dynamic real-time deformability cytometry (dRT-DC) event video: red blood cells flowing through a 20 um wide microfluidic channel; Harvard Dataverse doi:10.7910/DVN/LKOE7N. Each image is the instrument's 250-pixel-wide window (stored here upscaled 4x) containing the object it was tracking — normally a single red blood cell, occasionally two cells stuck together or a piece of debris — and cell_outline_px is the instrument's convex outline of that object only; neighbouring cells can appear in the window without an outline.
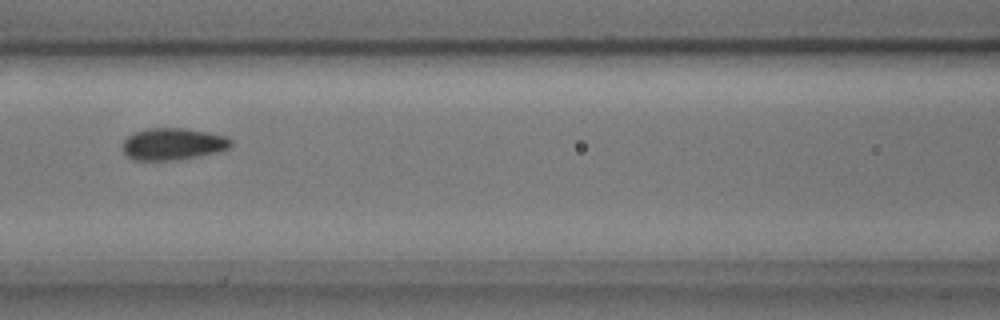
{"species": "common noctule bat (a hibernating species)", "species_latin": "Nyctalus noctula", "temperature_condition": "cold", "stored_images_in_passage": 11, "camera_frame_rate_fps": 3000, "um_per_image_px": 0.085, "animal": {"sex": "male", "body_mass_g": 17.9, "forearm_length_mm": 54.2}, "frame": {"image": 1, "passage_image": 7, "time_ms": 2.0, "image_size_px": [1000, 320], "cell_outline_px": [[232, 144], [228, 148], [216, 152], [176, 160], [132, 160], [124, 152], [124, 140], [132, 132], [144, 128], [184, 128], [208, 132], [224, 136], [232, 140]], "centroid_in_image_um": [14.67, 12.23], "position_along_channel_um": 151.9, "area_um2": 20.06}}
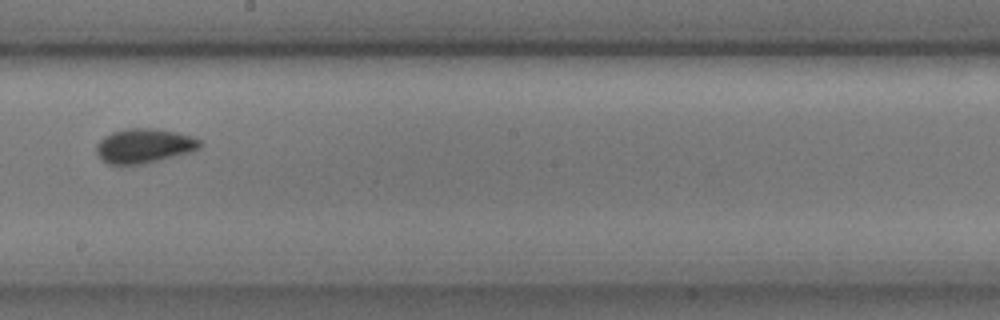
{"frame": {"image": 2, "passage_image": 9, "time_ms": 2.667, "image_size_px": [1000, 320], "cell_outline_px": [[204, 144], [200, 148], [192, 152], [140, 164], [120, 168], [108, 164], [96, 152], [96, 144], [104, 136], [112, 132], [128, 128], [156, 128], [176, 132], [192, 136], [200, 140]], "centroid_in_image_um": [12.24, 12.41], "position_along_channel_um": 236.0, "area_um2": 21.21}}
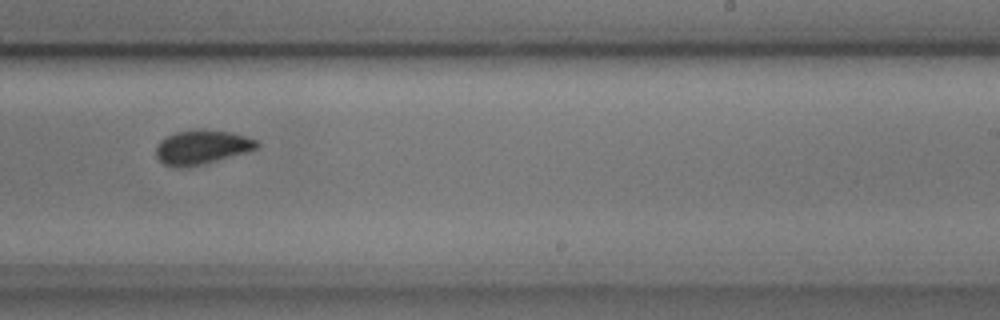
{"frame": {"image": 3, "passage_image": 10, "time_ms": 3.0, "image_size_px": [1000, 320], "cell_outline_px": [[260, 148], [248, 152], [200, 164], [180, 168], [172, 168], [164, 164], [156, 156], [156, 144], [164, 136], [176, 132], [228, 132], [244, 136], [256, 140], [260, 144]], "centroid_in_image_um": [17.13, 12.55], "position_along_channel_um": 271.9, "area_um2": 19.48}}